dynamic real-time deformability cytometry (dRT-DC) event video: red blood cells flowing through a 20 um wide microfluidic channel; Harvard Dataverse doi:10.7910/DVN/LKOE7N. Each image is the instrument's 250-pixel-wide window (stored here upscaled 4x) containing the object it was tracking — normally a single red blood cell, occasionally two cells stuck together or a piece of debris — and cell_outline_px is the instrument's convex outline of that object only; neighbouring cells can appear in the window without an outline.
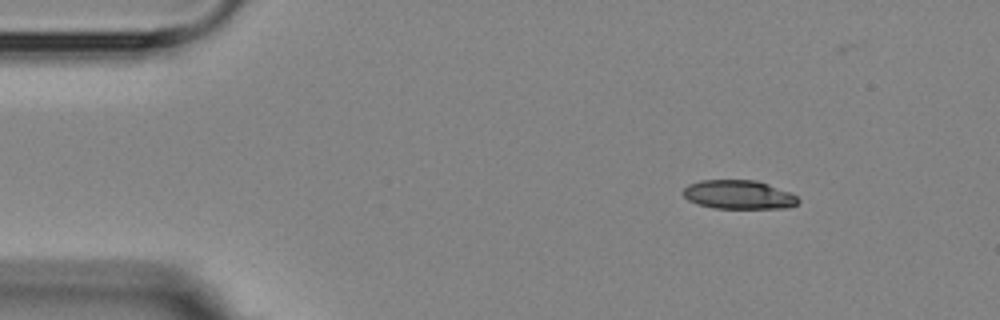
{"species": "Egyptian fruit bat (a non-hibernating species)", "species_latin": "Rousettus aegyptiacus", "temperature_condition": "room temperature", "stored_images_in_passage": 11, "camera_frame_rate_fps": 3000, "um_per_image_px": 0.085, "animal": {"sex": "female"}, "frame": {"image": 1, "passage_image": 1, "time_ms": 0.0, "image_size_px": [1000, 320], "cell_outline_px": [[800, 200], [796, 204], [788, 208], [712, 208], [696, 204], [688, 200], [680, 192], [688, 184], [700, 180], [756, 180], [768, 184], [788, 192], [796, 196]], "centroid_in_image_um": [62.73, 16.55], "position_along_channel_um": 22.3, "area_um2": 19.42}}
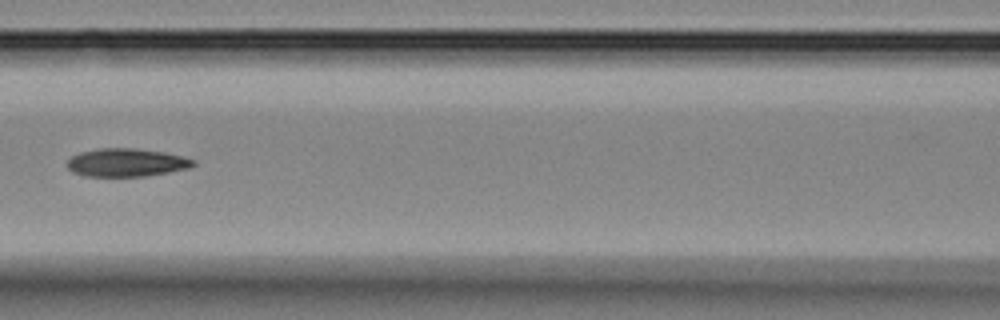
{"frame": {"image": 2, "passage_image": 5, "time_ms": 5.667, "image_size_px": [1000, 320], "cell_outline_px": [[196, 164], [188, 168], [168, 172], [144, 176], [84, 176], [72, 172], [64, 164], [72, 156], [80, 152], [100, 148], [136, 148], [164, 152], [184, 156], [196, 160]], "centroid_in_image_um": [10.73, 13.81], "position_along_channel_um": 155.9, "area_um2": 20.81}}
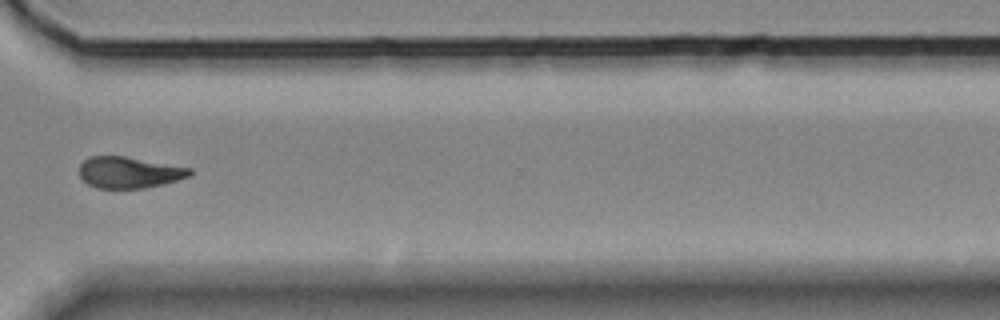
{"frame": {"image": 3, "passage_image": 10, "time_ms": 11.333, "image_size_px": [1000, 320], "cell_outline_px": [[192, 172], [188, 176], [164, 184], [144, 188], [96, 188], [88, 184], [80, 176], [80, 164], [88, 156], [124, 156], [192, 168]], "centroid_in_image_um": [10.96, 14.65], "position_along_channel_um": 359.6, "area_um2": 20.06}, "authors_computed_cell_mechanics": {"area_um2": 20.808, "velocity_mm_per_s": 3.6097, "shape_relaxation_time_tau1_ms": 9.6987, "shape_relaxation_time_tau2_ms": null, "deformation_change_tau1": 0.1885, "deformation_change_tau2": null}}